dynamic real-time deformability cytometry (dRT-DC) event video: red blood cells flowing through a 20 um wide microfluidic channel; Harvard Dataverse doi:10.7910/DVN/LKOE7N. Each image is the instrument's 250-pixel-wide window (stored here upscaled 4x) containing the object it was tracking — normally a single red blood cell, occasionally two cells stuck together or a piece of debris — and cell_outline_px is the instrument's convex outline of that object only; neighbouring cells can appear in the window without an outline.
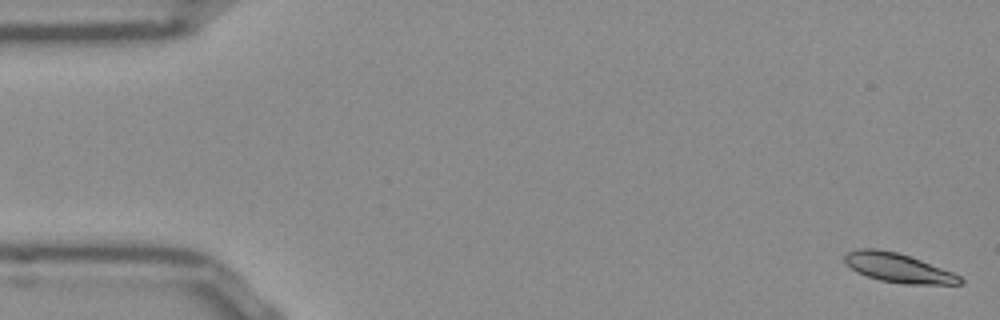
{"species": "Egyptian fruit bat (a non-hibernating species)", "species_latin": "Rousettus aegyptiacus", "temperature_condition": "room temperature", "stored_images_in_passage": 52, "camera_frame_rate_fps": 3000, "um_per_image_px": 0.085, "frame": {"image": 1, "passage_image": 1, "time_ms": 0.0, "image_size_px": [1000, 320], "cell_outline_px": [[964, 284], [904, 284], [880, 280], [856, 272], [844, 264], [844, 256], [848, 252], [860, 248], [876, 248], [896, 252], [920, 260], [952, 272], [960, 276], [964, 280]], "centroid_in_image_um": [76.32, 22.77], "position_along_channel_um": 8.7, "area_um2": 19.54}}
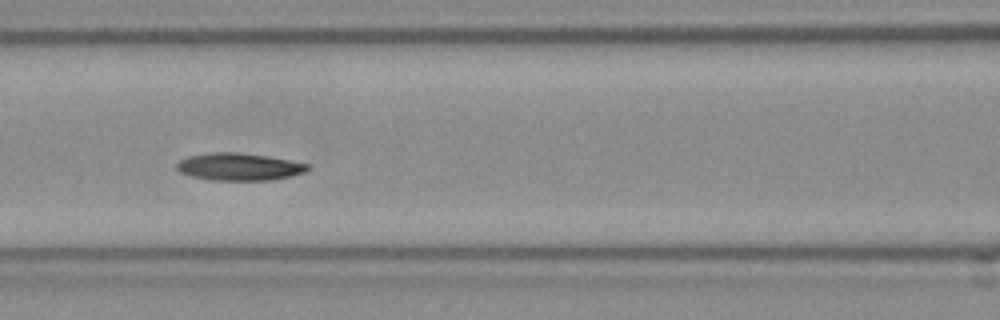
{"frame": {"image": 2, "passage_image": 22, "time_ms": 7.0, "image_size_px": [1000, 320], "cell_outline_px": [[312, 168], [304, 172], [292, 176], [268, 180], [212, 180], [192, 176], [180, 172], [176, 168], [176, 164], [180, 160], [188, 156], [212, 152], [236, 152], [268, 156], [308, 164]], "centroid_in_image_um": [20.32, 14.17], "position_along_channel_um": 146.3, "area_um2": 20.81}}
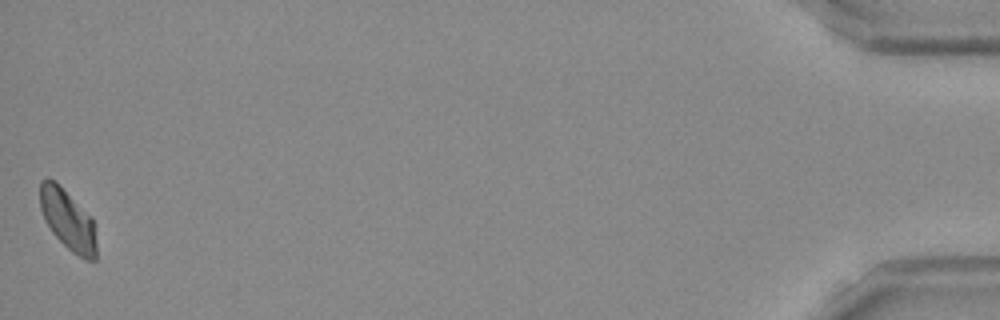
{"frame": {"image": 3, "passage_image": 52, "time_ms": 17.0, "image_size_px": [1000, 320], "cell_outline_px": [[96, 260], [84, 260], [72, 252], [52, 232], [44, 220], [40, 208], [40, 180], [52, 180], [92, 216], [96, 244]], "centroid_in_image_um": [5.77, 18.73], "position_along_channel_um": 429.4, "area_um2": 19.48}, "authors_computed_cell_mechanics": {"area_um2": 20.4612, "velocity_mm_per_s": 3.8363, "shape_relaxation_time_tau1_ms": null, "shape_relaxation_time_tau2_ms": 7.4043, "deformation_change_tau1": null, "deformation_change_tau2": 0.1247}}